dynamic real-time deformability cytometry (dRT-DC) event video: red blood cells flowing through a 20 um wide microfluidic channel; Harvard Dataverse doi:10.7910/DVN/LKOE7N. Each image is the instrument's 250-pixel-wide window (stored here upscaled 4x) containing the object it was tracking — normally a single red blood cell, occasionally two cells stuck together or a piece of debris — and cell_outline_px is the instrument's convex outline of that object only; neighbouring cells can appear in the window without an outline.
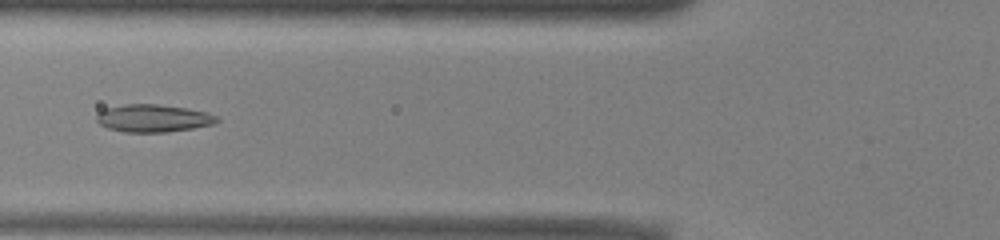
{"species": "common noctule bat (a hibernating species)", "species_latin": "Nyctalus noctula", "temperature_condition": "warm", "stored_images_in_passage": 51, "camera_frame_rate_fps": 3000, "um_per_image_px": 0.085, "animal": {"sex": "male", "body_mass_g": 13.0, "forearm_length_mm": 53.1}, "frame": {"image": 1, "passage_image": 19, "time_ms": 6.0, "image_size_px": [1000, 240], "cell_outline_px": [[220, 120], [216, 124], [168, 132], [124, 132], [108, 128], [100, 124], [96, 120], [96, 116], [104, 108], [124, 104], [156, 104], [188, 108], [208, 112], [216, 116]], "centroid_in_image_um": [13.04, 10.05], "position_along_channel_um": 112.8, "area_um2": 19.48}}
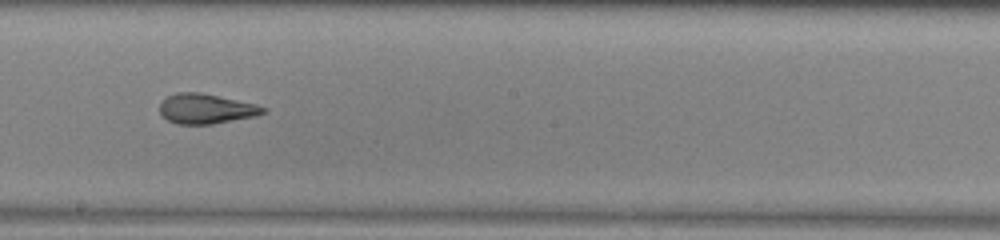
{"frame": {"image": 2, "passage_image": 28, "time_ms": 9.0, "image_size_px": [1000, 240], "cell_outline_px": [[268, 112], [256, 116], [212, 124], [176, 124], [168, 120], [160, 112], [160, 100], [164, 96], [176, 92], [200, 92], [256, 104], [268, 108]], "centroid_in_image_um": [17.51, 9.23], "position_along_channel_um": 230.7, "area_um2": 18.26}}
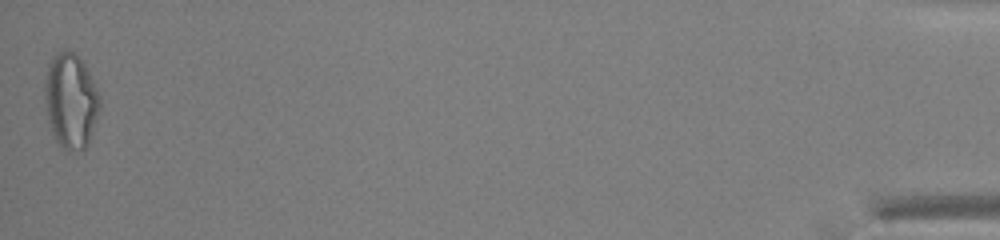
{"frame": {"image": 3, "passage_image": 51, "time_ms": 16.667, "image_size_px": [1000, 240], "cell_outline_px": [[100, 108], [88, 144], [84, 148], [68, 152], [64, 152], [56, 140], [52, 132], [48, 120], [44, 92], [44, 84], [48, 64], [52, 56], [68, 48], [76, 52], [84, 64], [100, 96]], "centroid_in_image_um": [6.0, 8.56], "position_along_channel_um": 429.2, "area_um2": 30.58}, "authors_computed_cell_mechanics": {"area_um2": 20.3456, "velocity_mm_per_s": 3.9364, "shape_relaxation_time_tau1_ms": 9.9176, "shape_relaxation_time_tau2_ms": 1.8667, "deformation_change_tau1": 0.2639, "deformation_change_tau2": 0.0915}}